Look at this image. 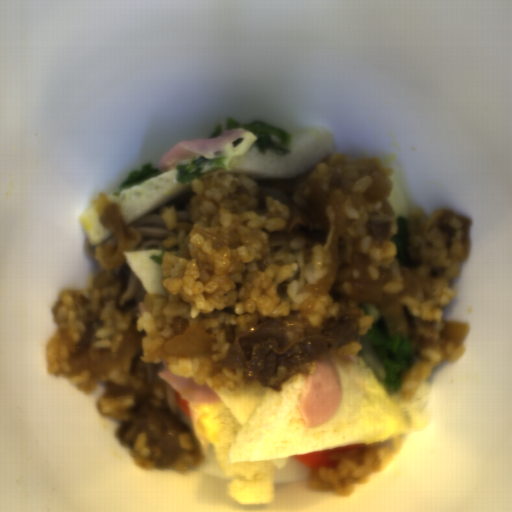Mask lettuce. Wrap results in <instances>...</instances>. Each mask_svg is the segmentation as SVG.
<instances>
[{
  "instance_id": "obj_2",
  "label": "lettuce",
  "mask_w": 512,
  "mask_h": 512,
  "mask_svg": "<svg viewBox=\"0 0 512 512\" xmlns=\"http://www.w3.org/2000/svg\"><path fill=\"white\" fill-rule=\"evenodd\" d=\"M175 180L181 184L192 183L197 177H204L218 170L225 169L223 148L209 157L196 156L184 159L175 164Z\"/></svg>"
},
{
  "instance_id": "obj_3",
  "label": "lettuce",
  "mask_w": 512,
  "mask_h": 512,
  "mask_svg": "<svg viewBox=\"0 0 512 512\" xmlns=\"http://www.w3.org/2000/svg\"><path fill=\"white\" fill-rule=\"evenodd\" d=\"M152 165L153 163L150 162L138 170H133L120 185L119 190L122 191L139 185L146 180L159 176L166 170H160L159 167H152Z\"/></svg>"
},
{
  "instance_id": "obj_1",
  "label": "lettuce",
  "mask_w": 512,
  "mask_h": 512,
  "mask_svg": "<svg viewBox=\"0 0 512 512\" xmlns=\"http://www.w3.org/2000/svg\"><path fill=\"white\" fill-rule=\"evenodd\" d=\"M229 130H246L252 133L254 136L253 145L257 146L263 153L272 151L277 155L284 156L290 151L292 140L290 132L256 120L251 123H242L228 118L221 125H216L209 138H215Z\"/></svg>"
}]
</instances>
